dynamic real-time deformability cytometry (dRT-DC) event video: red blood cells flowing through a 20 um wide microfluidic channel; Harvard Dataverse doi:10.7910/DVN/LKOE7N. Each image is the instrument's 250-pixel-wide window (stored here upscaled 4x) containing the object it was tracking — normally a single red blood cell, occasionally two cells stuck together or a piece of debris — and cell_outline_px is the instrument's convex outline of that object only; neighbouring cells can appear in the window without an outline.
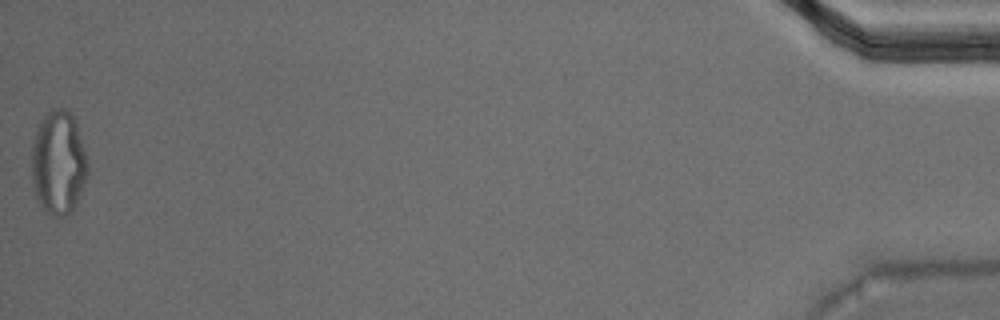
{"species": "Egyptian fruit bat (a non-hibernating species)", "species_latin": "Rousettus aegyptiacus", "temperature_condition": "warm", "stored_images_in_passage": 52, "camera_frame_rate_fps": 3000, "um_per_image_px": 0.085, "animal": {"sex": "male"}, "frame": {"image": 1, "passage_image": 52, "time_ms": 17.0, "image_size_px": [1000, 320], "cell_outline_px": [[88, 172], [76, 208], [72, 212], [60, 216], [52, 216], [44, 212], [36, 200], [32, 180], [32, 140], [44, 116], [52, 108], [68, 108], [76, 120], [88, 160]], "centroid_in_image_um": [4.98, 13.85], "position_along_channel_um": 430.2, "area_um2": 34.56}, "authors_computed_cell_mechanics": {"area_um2": 20.7502, "velocity_mm_per_s": 3.7499, "shape_relaxation_time_tau1_ms": null, "shape_relaxation_time_tau2_ms": 1.2649, "deformation_change_tau1": null, "deformation_change_tau2": 0.0817}}